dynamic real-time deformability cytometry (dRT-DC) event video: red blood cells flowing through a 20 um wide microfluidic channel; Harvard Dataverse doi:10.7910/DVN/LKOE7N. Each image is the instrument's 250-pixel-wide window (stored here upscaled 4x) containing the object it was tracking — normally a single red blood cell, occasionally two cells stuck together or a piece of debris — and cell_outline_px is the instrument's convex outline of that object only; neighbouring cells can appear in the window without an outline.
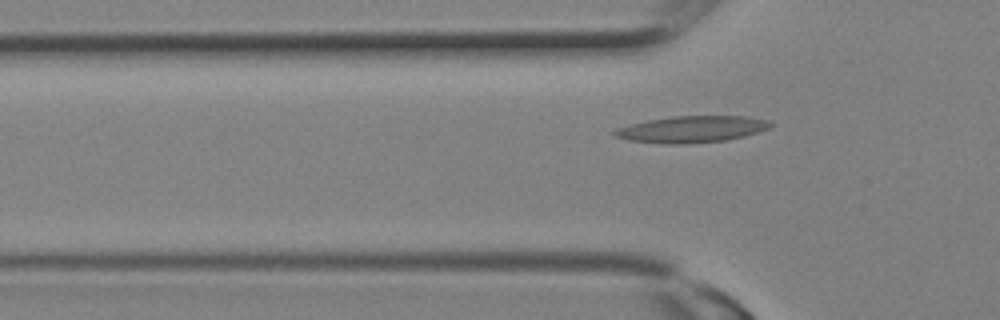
{"species": "Egyptian fruit bat (a non-hibernating species)", "species_latin": "Rousettus aegyptiacus", "temperature_condition": "room temperature", "stored_images_in_passage": 4, "camera_frame_rate_fps": 3000, "um_per_image_px": 0.085, "animal": {"sex": "female"}, "frame": {"image": 1, "passage_image": 4, "time_ms": 1.0, "image_size_px": [1000, 320], "cell_outline_px": [[772, 124], [768, 128], [744, 136], [724, 140], [688, 144], [668, 144], [628, 140], [616, 136], [612, 132], [616, 128], [628, 124], [648, 120], [672, 116], [748, 116], [768, 120]], "centroid_in_image_um": [58.76, 10.98], "position_along_channel_um": 67.0, "area_um2": 24.04}}